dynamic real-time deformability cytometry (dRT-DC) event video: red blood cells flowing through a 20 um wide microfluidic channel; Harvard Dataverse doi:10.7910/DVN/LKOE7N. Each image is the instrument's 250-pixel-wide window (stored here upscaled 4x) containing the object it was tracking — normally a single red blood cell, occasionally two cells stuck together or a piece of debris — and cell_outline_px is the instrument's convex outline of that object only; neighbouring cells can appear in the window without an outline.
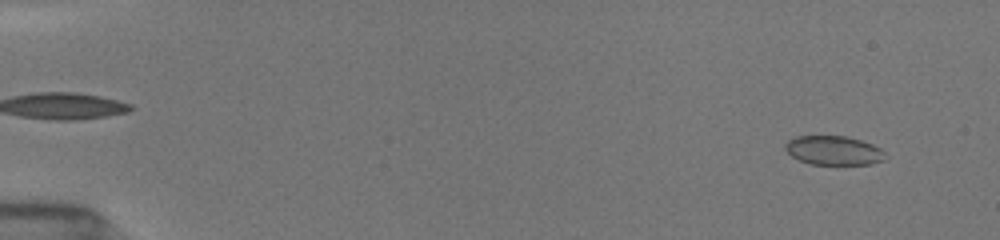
{"species": "common noctule bat (a hibernating species)", "species_latin": "Nyctalus noctula", "temperature_condition": "room temperature", "stored_images_in_passage": 9, "camera_frame_rate_fps": 3000, "um_per_image_px": 0.085, "animal": {"sex": "female", "body_mass_g": 19.5, "forearm_length_mm": 54.1}, "frame": {"image": 1, "passage_image": 1, "time_ms": 0.0, "image_size_px": [1000, 240], "cell_outline_px": [[884, 160], [872, 164], [812, 164], [800, 160], [792, 156], [784, 148], [784, 144], [788, 140], [796, 136], [844, 136], [860, 140], [872, 144], [880, 148], [884, 152]], "centroid_in_image_um": [70.84, 12.78], "position_along_channel_um": 14.2, "area_um2": 16.82}}
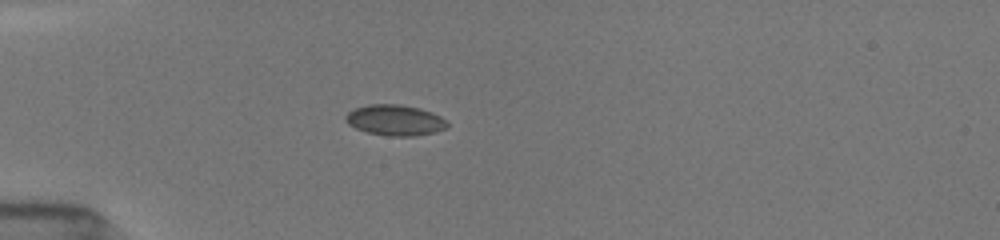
{"frame": {"image": 2, "passage_image": 7, "time_ms": 4.0, "image_size_px": [1000, 240], "cell_outline_px": [[448, 124], [444, 128], [432, 132], [412, 136], [388, 136], [368, 132], [356, 128], [348, 124], [344, 120], [344, 116], [348, 112], [356, 108], [368, 104], [400, 104], [420, 108], [432, 112], [440, 116]], "centroid_in_image_um": [33.53, 10.2], "position_along_channel_um": 51.5, "area_um2": 18.03}}
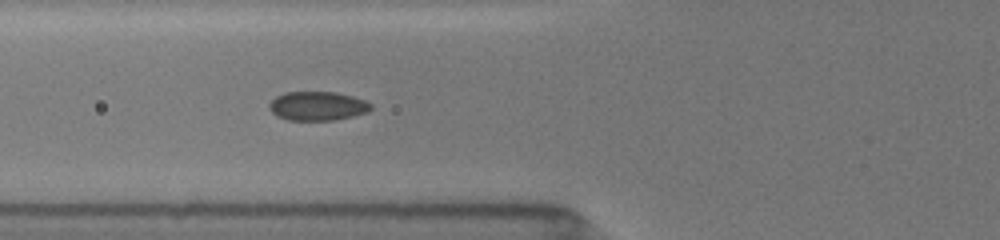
{"frame": {"image": 3, "passage_image": 9, "time_ms": 5.667, "image_size_px": [1000, 240], "cell_outline_px": [[372, 108], [368, 112], [352, 116], [332, 120], [288, 120], [276, 116], [268, 108], [268, 104], [276, 96], [284, 92], [336, 92], [352, 96], [364, 100], [372, 104]], "centroid_in_image_um": [26.96, 9.01], "position_along_channel_um": 98.8, "area_um2": 17.22}}